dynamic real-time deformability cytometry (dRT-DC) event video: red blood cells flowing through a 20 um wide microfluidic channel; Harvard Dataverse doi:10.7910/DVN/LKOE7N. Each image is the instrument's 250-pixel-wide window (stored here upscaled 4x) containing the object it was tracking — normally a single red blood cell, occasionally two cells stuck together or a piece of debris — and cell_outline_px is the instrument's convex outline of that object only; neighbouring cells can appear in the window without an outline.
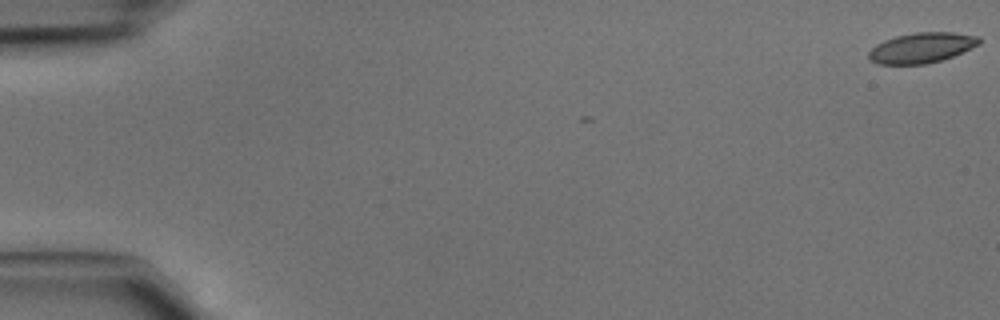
{"species": "common noctule bat (a hibernating species)", "species_latin": "Nyctalus noctula", "temperature_condition": "cold", "stored_images_in_passage": 6, "camera_frame_rate_fps": 3000, "um_per_image_px": 0.085, "animal": {"sex": "male", "body_mass_g": 15.6}, "frame": {"image": 1, "passage_image": 1, "time_ms": 0.0, "image_size_px": [1000, 320], "cell_outline_px": [[980, 44], [952, 56], [940, 60], [924, 64], [876, 64], [868, 60], [868, 52], [876, 44], [884, 40], [896, 36], [916, 32], [952, 32], [980, 36]], "centroid_in_image_um": [78.31, 4.06], "position_along_channel_um": 6.7, "area_um2": 19.48}}